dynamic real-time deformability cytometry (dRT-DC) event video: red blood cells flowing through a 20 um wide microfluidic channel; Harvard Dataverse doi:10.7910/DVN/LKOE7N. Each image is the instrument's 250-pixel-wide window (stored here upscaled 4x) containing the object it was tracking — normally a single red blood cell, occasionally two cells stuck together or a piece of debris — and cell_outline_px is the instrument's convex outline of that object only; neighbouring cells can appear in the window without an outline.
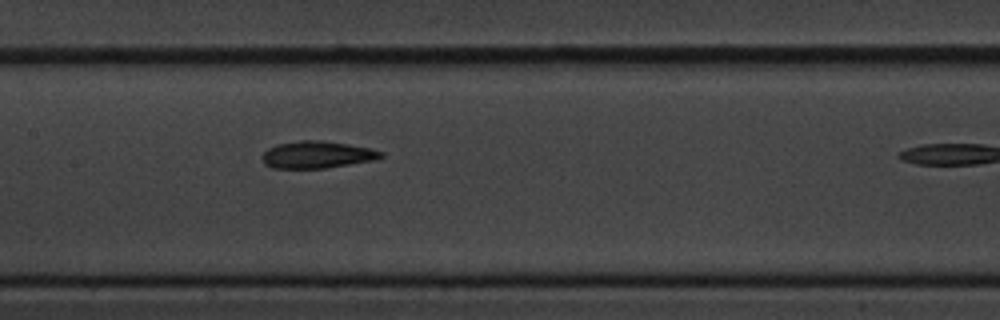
{"species": "common noctule bat (a hibernating species)", "species_latin": "Nyctalus noctula", "temperature_condition": "cold", "stored_images_in_passage": 8, "segment_of_instrument_passage": [1, 2], "camera_frame_rate_fps": 3000, "um_per_image_px": 0.085, "animal": {"sex": "male", "body_mass_g": 20.1, "forearm_length_mm": 53.5}, "frame": {"image": 1, "passage_image": 7, "time_ms": 8.0, "image_size_px": [1000, 320], "cell_outline_px": [[384, 156], [376, 160], [324, 168], [272, 168], [264, 164], [260, 156], [268, 148], [276, 144], [300, 140], [320, 140], [348, 144], [372, 148], [384, 152]], "centroid_in_image_um": [26.95, 13.14], "position_along_channel_um": 180.5, "area_um2": 18.96}}